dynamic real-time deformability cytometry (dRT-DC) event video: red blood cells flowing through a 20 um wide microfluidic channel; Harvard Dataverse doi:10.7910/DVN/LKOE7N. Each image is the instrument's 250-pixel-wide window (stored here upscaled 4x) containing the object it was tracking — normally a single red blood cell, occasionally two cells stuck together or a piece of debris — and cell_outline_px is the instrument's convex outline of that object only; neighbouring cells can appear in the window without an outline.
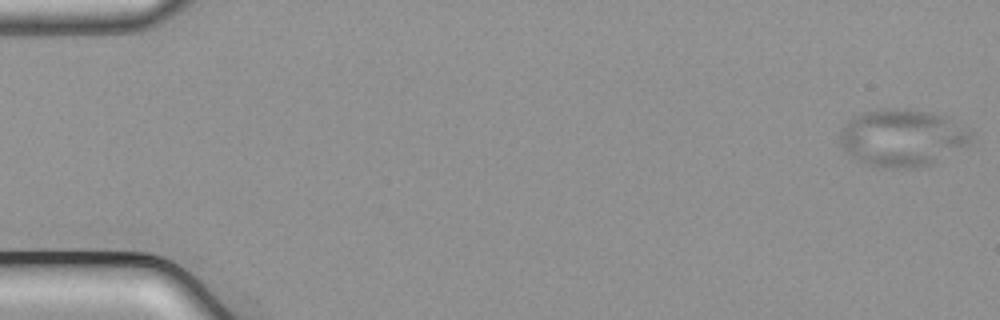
{"species": "common noctule bat (a hibernating species)", "species_latin": "Nyctalus noctula", "temperature_condition": "cold", "stored_images_in_passage": 51, "camera_frame_rate_fps": 3000, "um_per_image_px": 0.085, "animal": {"sex": "male", "body_mass_g": 21.5, "forearm_length_mm": 52.0}, "frame": {"image": 1, "passage_image": 1, "time_ms": 0.0, "image_size_px": [1000, 320], "cell_outline_px": [[972, 144], [968, 148], [932, 164], [916, 168], [880, 168], [864, 164], [856, 160], [844, 152], [840, 144], [840, 132], [844, 124], [852, 116], [860, 112], [876, 108], [904, 108], [932, 112], [944, 116], [972, 128]], "centroid_in_image_um": [76.74, 11.71], "position_along_channel_um": 8.3, "area_um2": 45.43}}
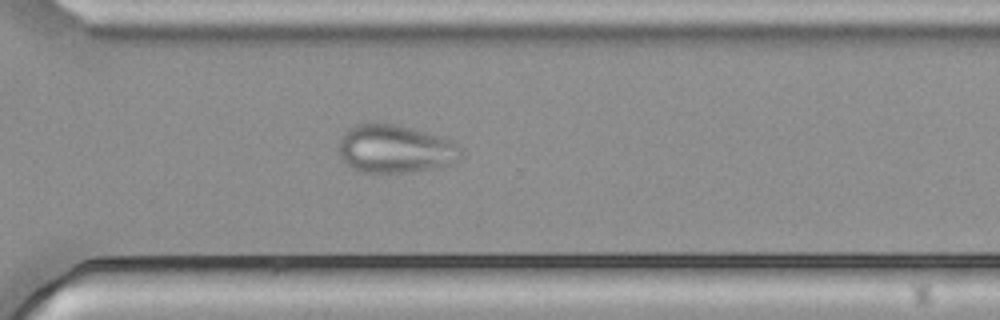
{"frame": {"image": 2, "passage_image": 39, "time_ms": 12.667, "image_size_px": [1000, 320], "cell_outline_px": [[464, 156], [456, 160], [444, 164], [412, 172], [360, 172], [352, 168], [340, 156], [340, 136], [348, 128], [356, 124], [392, 124], [440, 136], [452, 140], [460, 148]], "centroid_in_image_um": [33.56, 12.65], "position_along_channel_um": 337.0, "area_um2": 33.58}}
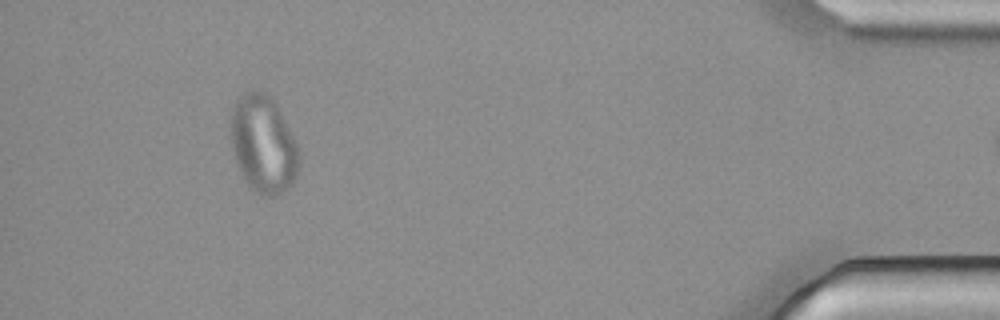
{"frame": {"image": 3, "passage_image": 50, "time_ms": 16.333, "image_size_px": [1000, 320], "cell_outline_px": [[300, 168], [292, 184], [288, 188], [272, 196], [264, 196], [252, 192], [240, 172], [236, 164], [232, 144], [232, 108], [240, 96], [244, 92], [252, 88], [256, 88], [264, 92], [276, 104], [300, 152]], "centroid_in_image_um": [22.39, 12.28], "position_along_channel_um": 412.8, "area_um2": 38.73}}